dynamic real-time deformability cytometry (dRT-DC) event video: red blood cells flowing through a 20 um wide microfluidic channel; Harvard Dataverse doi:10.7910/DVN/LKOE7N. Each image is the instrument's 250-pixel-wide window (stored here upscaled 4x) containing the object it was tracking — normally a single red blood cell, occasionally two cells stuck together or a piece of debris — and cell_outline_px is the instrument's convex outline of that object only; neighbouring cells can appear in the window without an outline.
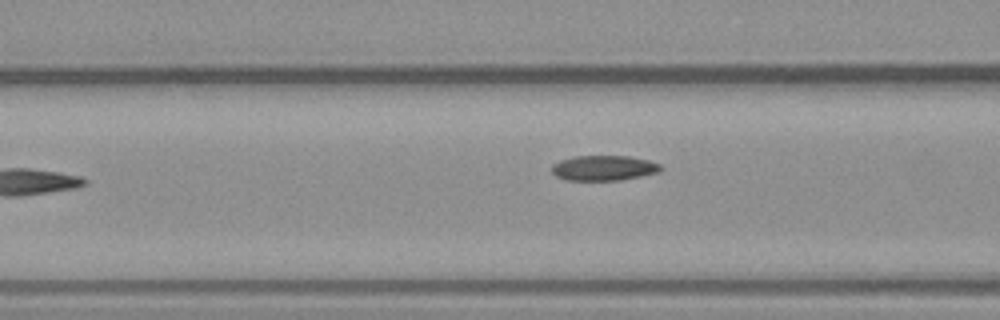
{"species": "common noctule bat (a hibernating species)", "species_latin": "Nyctalus noctula", "temperature_condition": "warm", "stored_images_in_passage": 7, "camera_frame_rate_fps": 3000, "um_per_image_px": 0.085, "animal": {"sex": "male", "body_mass_g": 23.1, "forearm_length_mm": 52.7}, "frame": {"image": 1, "passage_image": 6, "time_ms": 6.0, "image_size_px": [1000, 320], "cell_outline_px": [[664, 168], [660, 172], [620, 180], [564, 180], [556, 176], [552, 172], [552, 164], [560, 160], [572, 156], [628, 156], [648, 160], [660, 164]], "centroid_in_image_um": [51.32, 14.28], "position_along_channel_um": 115.3, "area_um2": 16.07}}
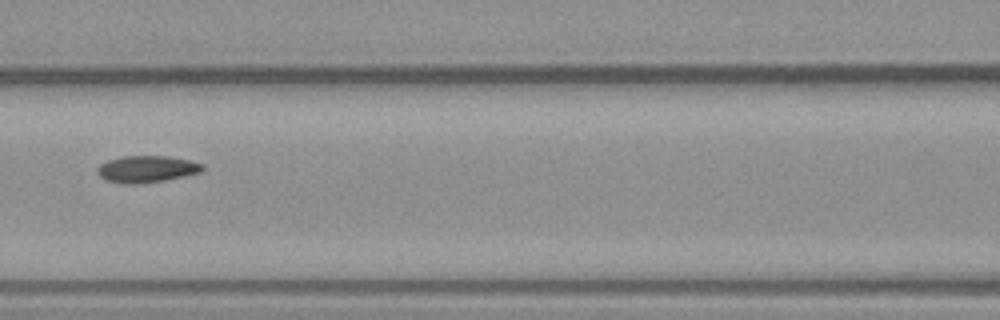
{"frame": {"image": 2, "passage_image": 7, "time_ms": 7.0, "image_size_px": [1000, 320], "cell_outline_px": [[204, 168], [200, 172], [184, 176], [164, 180], [132, 184], [124, 184], [104, 180], [96, 172], [96, 168], [100, 164], [108, 160], [120, 156], [168, 156], [192, 160], [204, 164]], "centroid_in_image_um": [12.45, 14.36], "position_along_channel_um": 154.1, "area_um2": 16.53}}